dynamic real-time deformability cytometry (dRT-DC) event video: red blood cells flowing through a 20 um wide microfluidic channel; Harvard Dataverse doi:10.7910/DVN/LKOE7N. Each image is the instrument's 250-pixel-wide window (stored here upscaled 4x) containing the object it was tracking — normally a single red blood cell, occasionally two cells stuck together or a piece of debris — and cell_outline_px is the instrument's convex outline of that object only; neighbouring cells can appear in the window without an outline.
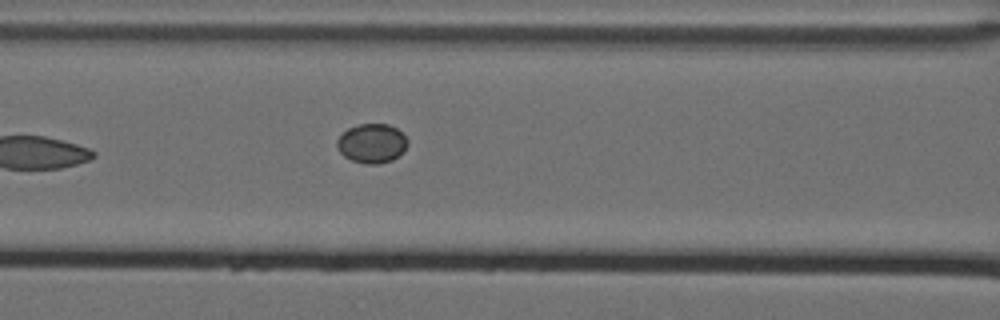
{"species": "Egyptian fruit bat (a non-hibernating species)", "species_latin": "Rousettus aegyptiacus", "temperature_condition": "cold", "stored_images_in_passage": 3, "camera_frame_rate_fps": 3000, "um_per_image_px": 0.085, "animal": {"sex": "female"}, "frame": {"image": 1, "passage_image": 3, "time_ms": 0.667, "image_size_px": [1000, 320], "cell_outline_px": [[408, 144], [404, 152], [392, 160], [376, 164], [364, 164], [352, 160], [344, 156], [340, 152], [336, 144], [336, 140], [348, 128], [360, 124], [388, 124], [396, 128], [408, 140]], "centroid_in_image_um": [31.61, 12.19], "position_along_channel_um": 135.0, "area_um2": 16.13}}